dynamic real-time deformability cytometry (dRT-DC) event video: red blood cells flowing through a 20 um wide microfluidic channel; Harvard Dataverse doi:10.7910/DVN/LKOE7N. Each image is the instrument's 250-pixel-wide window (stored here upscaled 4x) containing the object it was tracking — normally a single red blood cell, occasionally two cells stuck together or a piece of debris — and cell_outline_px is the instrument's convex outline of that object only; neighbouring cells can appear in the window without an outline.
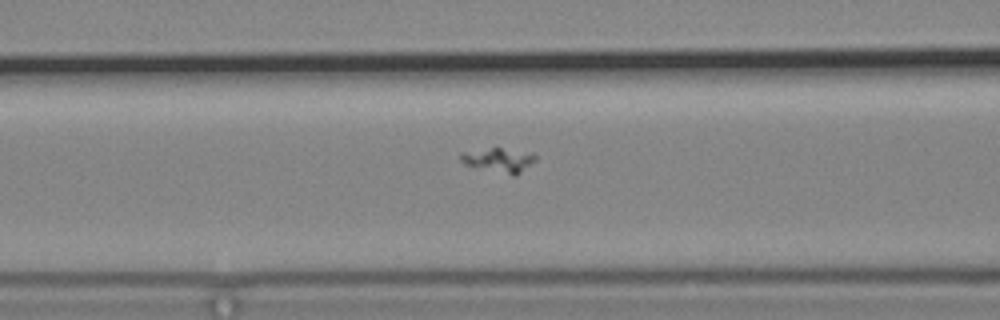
{"species": "common noctule bat (a hibernating species)", "species_latin": "Nyctalus noctula", "temperature_condition": "cold", "stored_images_in_passage": 58, "camera_frame_rate_fps": 3000, "um_per_image_px": 0.085, "animal": {"sex": "male", "body_mass_g": 19.2, "forearm_length_mm": 51.8}, "frame": {"image": 1, "passage_image": 25, "time_ms": 8.0, "image_size_px": [1000, 320], "cell_outline_px": [[536, 160], [520, 172], [512, 176], [464, 164], [460, 160], [460, 152], [492, 148], [500, 148], [532, 152], [536, 156]], "centroid_in_image_um": [42.4, 13.6], "position_along_channel_um": 124.2, "area_um2": 10.52}}
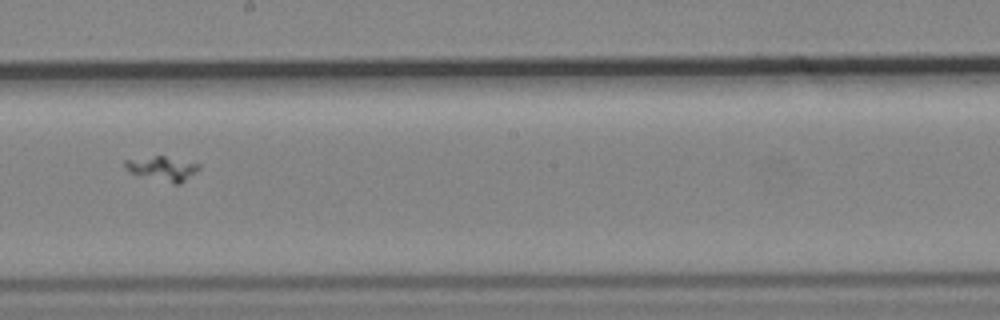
{"frame": {"image": 2, "passage_image": 34, "time_ms": 11.0, "image_size_px": [1000, 320], "cell_outline_px": [[200, 168], [196, 172], [180, 184], [176, 184], [128, 172], [124, 168], [124, 160], [156, 156], [164, 156], [200, 164]], "centroid_in_image_um": [13.8, 14.32], "position_along_channel_um": 234.4, "area_um2": 10.29}}
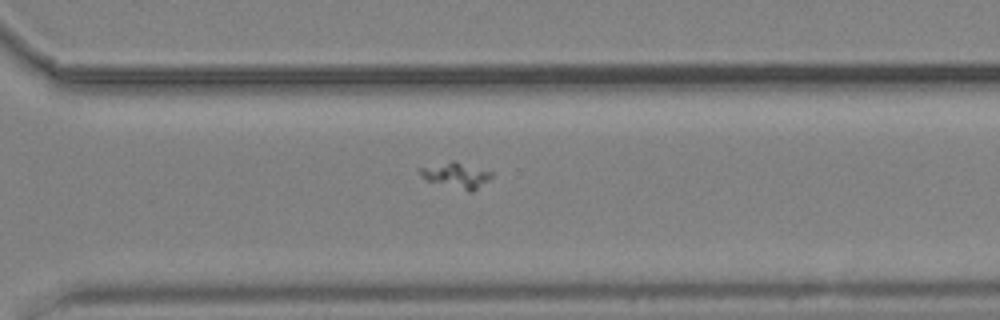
{"frame": {"image": 3, "passage_image": 42, "time_ms": 13.667, "image_size_px": [1000, 320], "cell_outline_px": [[492, 176], [488, 180], [472, 192], [468, 192], [428, 180], [420, 176], [416, 168], [452, 160], [456, 160], [492, 172]], "centroid_in_image_um": [38.74, 14.87], "position_along_channel_um": 331.9, "area_um2": 10.75}}